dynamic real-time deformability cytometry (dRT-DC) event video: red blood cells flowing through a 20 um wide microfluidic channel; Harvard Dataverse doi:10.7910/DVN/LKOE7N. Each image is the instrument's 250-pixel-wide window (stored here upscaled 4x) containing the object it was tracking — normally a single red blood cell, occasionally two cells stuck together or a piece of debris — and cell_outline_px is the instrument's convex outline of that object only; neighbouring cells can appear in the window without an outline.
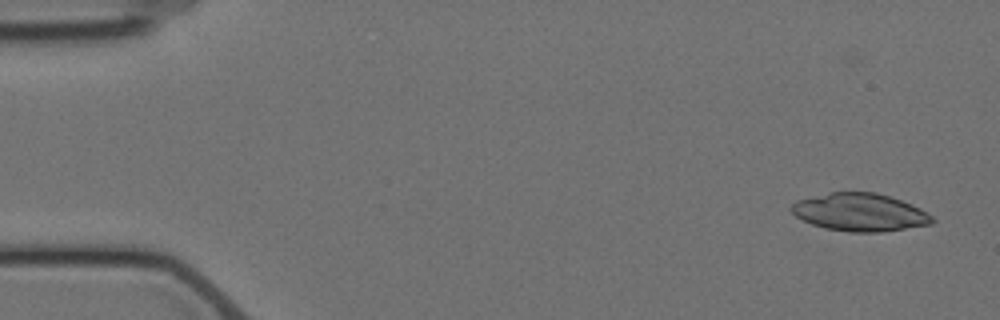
{"species": "Egyptian fruit bat (a non-hibernating species)", "species_latin": "Rousettus aegyptiacus", "temperature_condition": "cold", "stored_images_in_passage": 5, "camera_frame_rate_fps": 3000, "um_per_image_px": 0.085, "animal": {"sex": "female"}, "frame": {"image": 1, "passage_image": 1, "time_ms": 0.0, "image_size_px": [1000, 320], "cell_outline_px": [[936, 220], [932, 224], [880, 232], [848, 232], [824, 228], [812, 224], [796, 216], [788, 208], [796, 200], [828, 192], [876, 192], [912, 204], [920, 208], [932, 216]], "centroid_in_image_um": [73.07, 18.04], "position_along_channel_um": 11.9, "area_um2": 31.1}}